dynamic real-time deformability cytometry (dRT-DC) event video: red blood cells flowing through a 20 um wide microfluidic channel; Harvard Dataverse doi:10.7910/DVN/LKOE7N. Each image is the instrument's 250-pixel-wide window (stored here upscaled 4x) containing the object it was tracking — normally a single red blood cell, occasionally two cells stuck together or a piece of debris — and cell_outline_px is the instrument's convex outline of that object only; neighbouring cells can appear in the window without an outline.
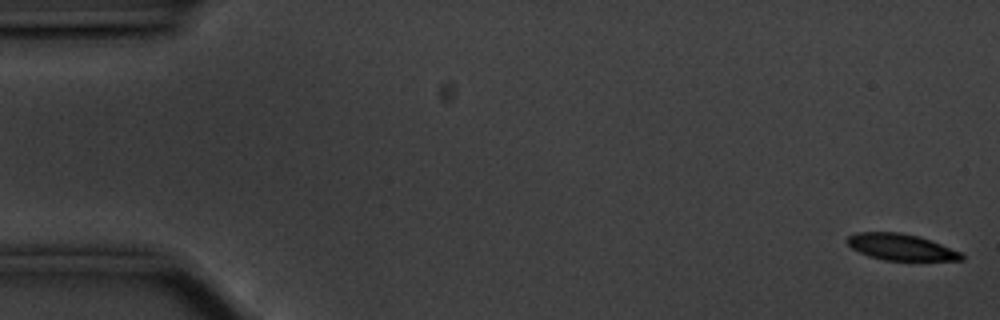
{"species": "common noctule bat (a hibernating species)", "species_latin": "Nyctalus noctula", "temperature_condition": "cold", "stored_images_in_passage": 56, "camera_frame_rate_fps": 3000, "um_per_image_px": 0.085, "animal": {"sex": "male", "body_mass_g": 20.1, "forearm_length_mm": 53.5}, "frame": {"image": 1, "passage_image": 1, "time_ms": 0.0, "image_size_px": [1000, 320], "cell_outline_px": [[964, 260], [884, 260], [868, 256], [852, 248], [848, 244], [848, 236], [856, 232], [900, 232], [916, 236], [940, 244], [960, 252], [964, 256]], "centroid_in_image_um": [76.55, 21.0], "position_along_channel_um": 8.5, "area_um2": 17.22}}
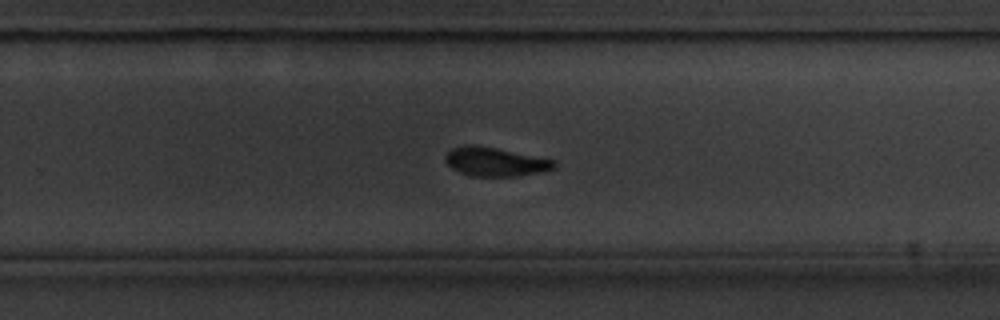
{"frame": {"image": 2, "passage_image": 36, "time_ms": 11.667, "image_size_px": [1000, 320], "cell_outline_px": [[556, 168], [516, 176], [472, 176], [460, 172], [452, 168], [444, 160], [444, 156], [452, 148], [464, 144], [468, 144], [496, 148], [556, 160]], "centroid_in_image_um": [42.07, 13.74], "position_along_channel_um": 287.7, "area_um2": 18.15}}
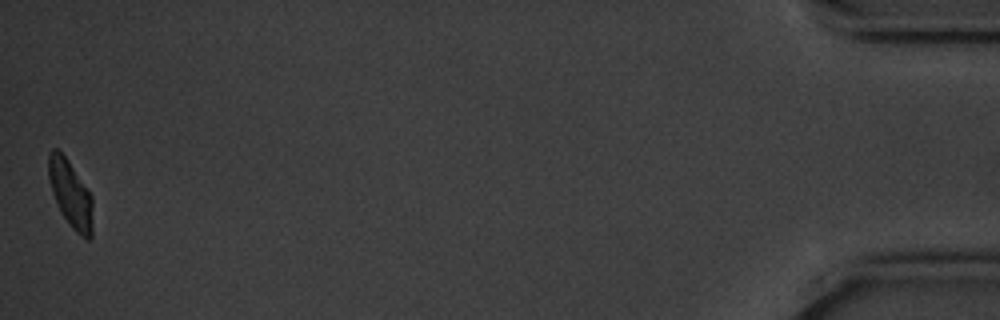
{"frame": {"image": 3, "passage_image": 56, "time_ms": 18.333, "image_size_px": [1000, 320], "cell_outline_px": [[92, 236], [88, 240], [84, 240], [72, 228], [60, 212], [52, 192], [48, 176], [48, 152], [52, 148], [56, 148], [68, 160], [92, 196]], "centroid_in_image_um": [5.99, 16.51], "position_along_channel_um": 429.2, "area_um2": 17.34}, "authors_computed_cell_mechanics": {"area_um2": 18.9006, "velocity_mm_per_s": 3.5282, "shape_relaxation_time_tau1_ms": 2.5468, "shape_relaxation_time_tau2_ms": 5.724, "deformation_change_tau1": 0.1191, "deformation_change_tau2": 0.1197}}